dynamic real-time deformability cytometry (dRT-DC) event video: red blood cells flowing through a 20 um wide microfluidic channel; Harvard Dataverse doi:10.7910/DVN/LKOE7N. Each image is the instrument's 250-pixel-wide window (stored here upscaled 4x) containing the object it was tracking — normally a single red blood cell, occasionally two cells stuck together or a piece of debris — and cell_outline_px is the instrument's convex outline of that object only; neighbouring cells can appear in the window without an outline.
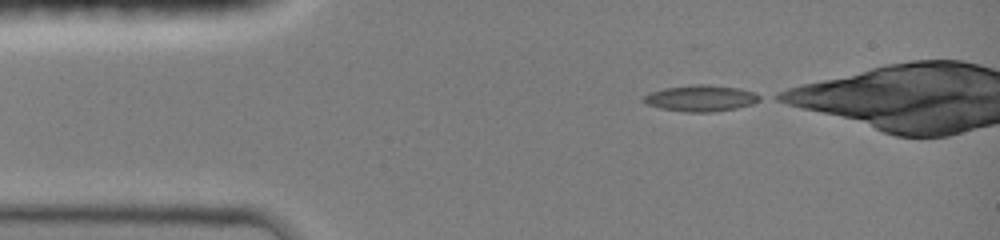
{"species": "common noctule bat (a hibernating species)", "species_latin": "Nyctalus noctula", "temperature_condition": "room temperature", "stored_images_in_passage": 5, "camera_frame_rate_fps": 3000, "um_per_image_px": 0.085, "animal": {"sex": "female", "body_mass_g": 19.0, "forearm_length_mm": 51.5}, "frame": {"image": 1, "passage_image": 1, "time_ms": 0.0, "image_size_px": [1000, 240], "cell_outline_px": [[760, 100], [752, 104], [736, 108], [712, 112], [684, 112], [660, 108], [644, 104], [644, 96], [648, 92], [664, 88], [692, 84], [708, 84], [740, 88], [752, 92], [760, 96]], "centroid_in_image_um": [59.53, 8.34], "position_along_channel_um": 25.5, "area_um2": 17.86}}